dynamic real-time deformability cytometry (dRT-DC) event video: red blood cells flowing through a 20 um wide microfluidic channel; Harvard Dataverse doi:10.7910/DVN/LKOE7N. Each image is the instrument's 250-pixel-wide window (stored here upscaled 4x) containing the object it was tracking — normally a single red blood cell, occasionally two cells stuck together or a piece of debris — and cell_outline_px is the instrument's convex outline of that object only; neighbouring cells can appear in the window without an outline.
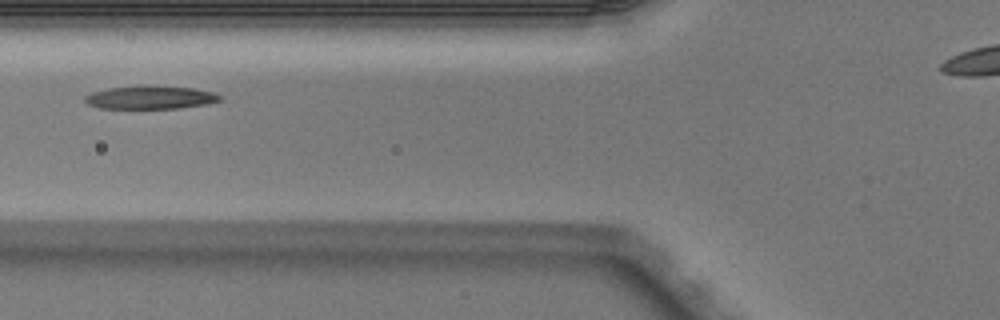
{"species": "Egyptian fruit bat (a non-hibernating species)", "species_latin": "Rousettus aegyptiacus", "temperature_condition": "warm", "stored_images_in_passage": 3, "camera_frame_rate_fps": 3000, "um_per_image_px": 0.085, "animal": {"sex": "male"}, "frame": {"image": 1, "passage_image": 2, "time_ms": 0.333, "image_size_px": [1000, 320], "cell_outline_px": [[220, 100], [208, 104], [180, 108], [100, 108], [88, 104], [84, 100], [84, 96], [92, 92], [108, 88], [192, 88], [212, 92], [220, 96]], "centroid_in_image_um": [12.76, 8.33], "position_along_channel_um": 113.0, "area_um2": 17.17}}
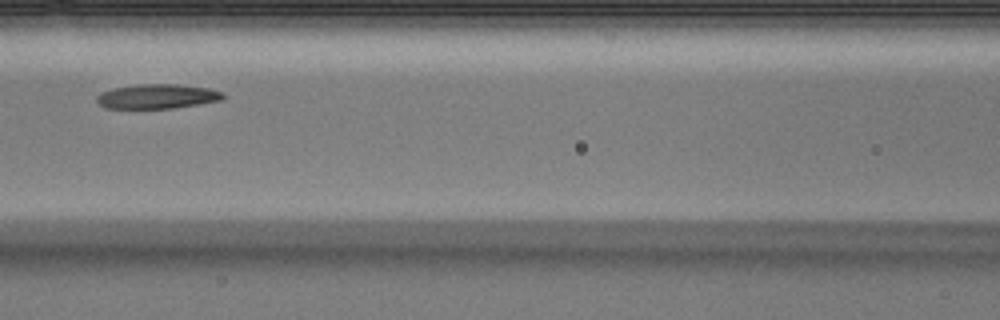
{"frame": {"image": 2, "passage_image": 3, "time_ms": 0.667, "image_size_px": [1000, 320], "cell_outline_px": [[224, 100], [200, 104], [172, 108], [104, 108], [96, 100], [96, 96], [100, 92], [112, 88], [140, 84], [176, 84], [208, 88], [224, 92]], "centroid_in_image_um": [13.37, 8.19], "position_along_channel_um": 153.2, "area_um2": 18.15}}